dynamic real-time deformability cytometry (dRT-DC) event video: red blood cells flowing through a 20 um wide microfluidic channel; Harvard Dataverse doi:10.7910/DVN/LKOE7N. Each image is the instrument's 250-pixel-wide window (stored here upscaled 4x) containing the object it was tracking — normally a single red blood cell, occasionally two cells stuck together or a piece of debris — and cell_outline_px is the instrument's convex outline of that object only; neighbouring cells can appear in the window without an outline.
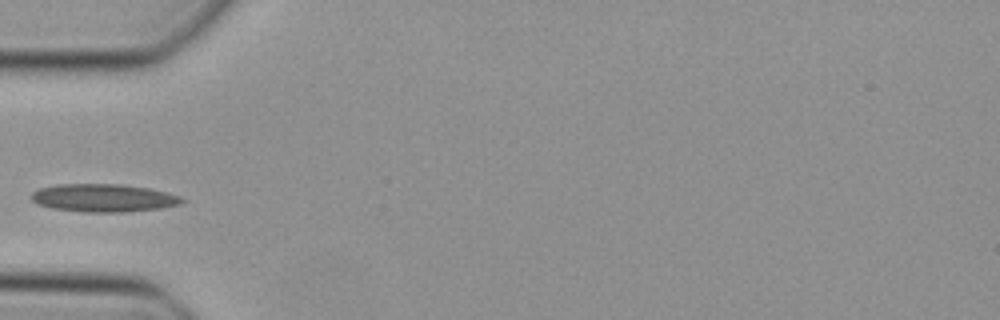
{"species": "Egyptian fruit bat (a non-hibernating species)", "species_latin": "Rousettus aegyptiacus", "temperature_condition": "cold", "stored_images_in_passage": 33, "camera_frame_rate_fps": 3000, "um_per_image_px": 0.085, "animal": {"sex": "female"}, "frame": {"image": 1, "passage_image": 1, "time_ms": 0.0, "image_size_px": [1000, 320], "cell_outline_px": [[184, 200], [180, 204], [160, 208], [124, 212], [80, 212], [52, 208], [36, 204], [32, 200], [32, 192], [40, 188], [60, 184], [120, 184], [148, 188], [180, 196]], "centroid_in_image_um": [8.76, 16.83], "position_along_channel_um": 76.2, "area_um2": 24.39}}
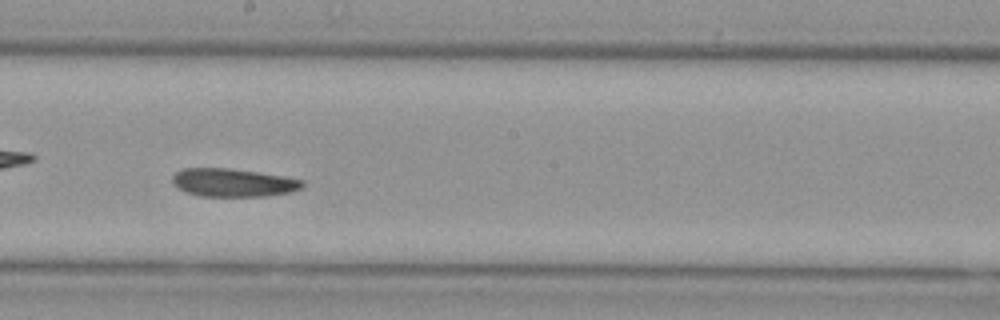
{"frame": {"image": 2, "passage_image": 12, "time_ms": 3.667, "image_size_px": [1000, 320], "cell_outline_px": [[304, 188], [292, 192], [264, 196], [200, 196], [184, 192], [172, 180], [172, 176], [176, 172], [184, 168], [228, 168], [284, 176], [304, 180]], "centroid_in_image_um": [19.86, 15.52], "position_along_channel_um": 228.3, "area_um2": 21.33}}
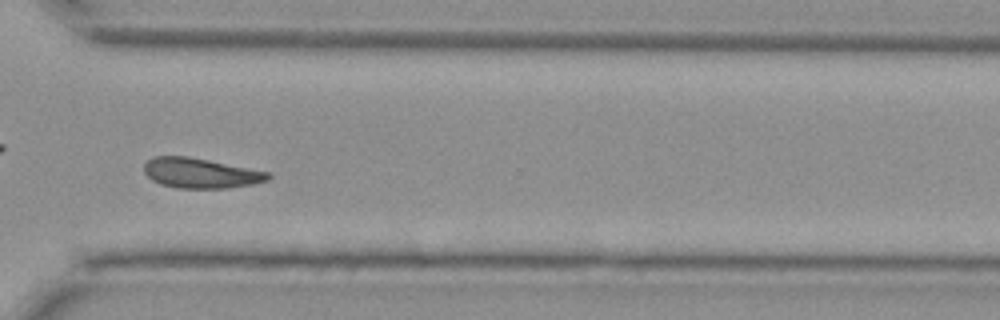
{"frame": {"image": 3, "passage_image": 21, "time_ms": 6.667, "image_size_px": [1000, 320], "cell_outline_px": [[272, 176], [268, 180], [252, 184], [228, 188], [176, 188], [160, 184], [152, 180], [144, 172], [144, 164], [152, 156], [188, 156], [268, 172]], "centroid_in_image_um": [17.01, 14.72], "position_along_channel_um": 353.6, "area_um2": 21.62}}